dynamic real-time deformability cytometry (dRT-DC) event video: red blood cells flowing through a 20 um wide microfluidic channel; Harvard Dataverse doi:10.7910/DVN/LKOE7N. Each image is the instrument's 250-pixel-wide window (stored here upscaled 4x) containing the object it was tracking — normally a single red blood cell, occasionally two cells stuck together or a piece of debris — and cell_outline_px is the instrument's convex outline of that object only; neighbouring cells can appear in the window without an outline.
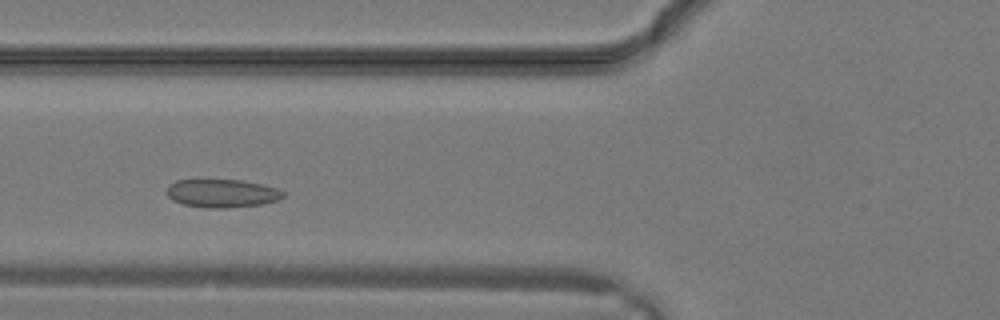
{"species": "common noctule bat (a hibernating species)", "species_latin": "Nyctalus noctula", "temperature_condition": "warm", "stored_images_in_passage": 12, "camera_frame_rate_fps": 3000, "um_per_image_px": 0.085, "animal": {"sex": "male", "body_mass_g": 19.2, "forearm_length_mm": 51.8}, "frame": {"image": 1, "passage_image": 3, "time_ms": 0.667, "image_size_px": [1000, 320], "cell_outline_px": [[284, 196], [276, 200], [260, 204], [224, 208], [208, 208], [184, 204], [172, 200], [168, 196], [168, 184], [176, 180], [240, 180], [260, 184], [276, 188], [284, 192]], "centroid_in_image_um": [18.84, 16.43], "position_along_channel_um": 107.0, "area_um2": 18.84}}
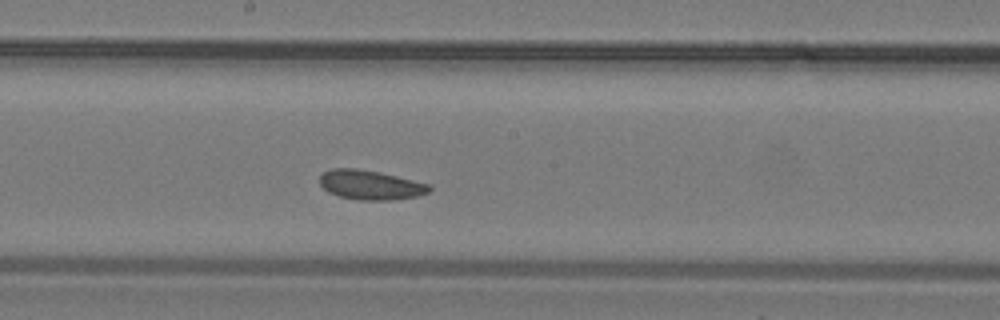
{"frame": {"image": 2, "passage_image": 8, "time_ms": 2.333, "image_size_px": [1000, 320], "cell_outline_px": [[432, 188], [428, 192], [416, 196], [396, 200], [360, 200], [340, 196], [328, 192], [320, 184], [320, 176], [324, 172], [332, 168], [356, 168], [380, 172], [428, 184]], "centroid_in_image_um": [31.47, 15.72], "position_along_channel_um": 216.7, "area_um2": 18.67}}
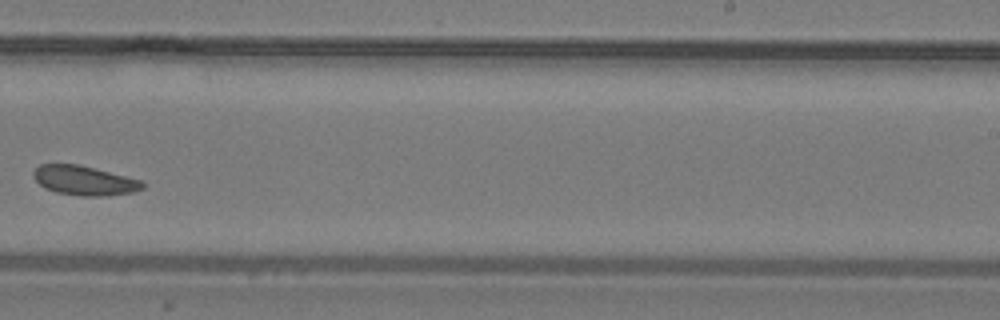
{"frame": {"image": 3, "passage_image": 11, "time_ms": 3.333, "image_size_px": [1000, 320], "cell_outline_px": [[144, 188], [132, 192], [108, 196], [80, 196], [56, 192], [44, 188], [32, 176], [32, 172], [40, 164], [76, 164], [144, 180]], "centroid_in_image_um": [7.18, 15.35], "position_along_channel_um": 281.8, "area_um2": 18.79}}